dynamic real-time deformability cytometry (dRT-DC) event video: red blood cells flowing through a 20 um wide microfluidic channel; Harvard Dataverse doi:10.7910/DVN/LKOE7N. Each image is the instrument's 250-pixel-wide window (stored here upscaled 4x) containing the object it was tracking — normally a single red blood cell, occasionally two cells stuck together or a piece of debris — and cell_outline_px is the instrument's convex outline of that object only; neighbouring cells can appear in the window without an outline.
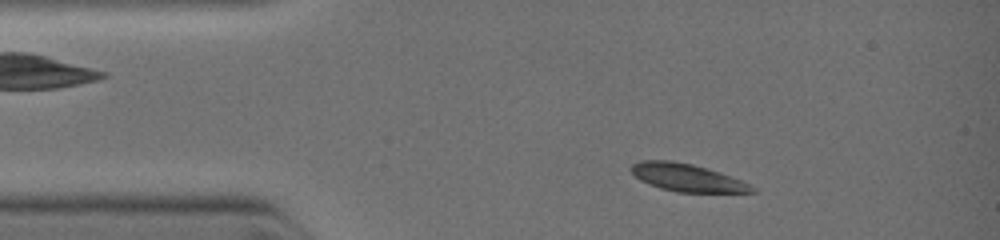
{"species": "common noctule bat (a hibernating species)", "species_latin": "Nyctalus noctula", "temperature_condition": "warm", "stored_images_in_passage": 34, "camera_frame_rate_fps": 3000, "um_per_image_px": 0.085, "animal": {"sex": "female", "body_mass_g": 19.0, "forearm_length_mm": 51.5}, "frame": {"image": 1, "passage_image": 5, "time_ms": 1.0, "image_size_px": [1000, 240], "cell_outline_px": [[756, 192], [676, 192], [660, 188], [648, 184], [640, 180], [628, 168], [632, 164], [644, 160], [672, 160], [692, 164], [740, 180], [756, 188]], "centroid_in_image_um": [58.33, 15.1], "position_along_channel_um": 26.7, "area_um2": 19.13}}
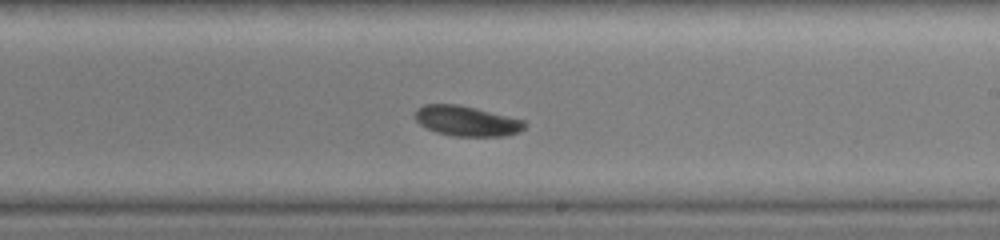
{"frame": {"image": 2, "passage_image": 21, "time_ms": 6.0, "image_size_px": [1000, 240], "cell_outline_px": [[528, 124], [520, 132], [504, 136], [452, 136], [436, 132], [420, 124], [416, 120], [416, 108], [424, 104], [456, 104], [476, 108], [524, 120]], "centroid_in_image_um": [39.69, 10.28], "position_along_channel_um": 249.3, "area_um2": 19.25}}
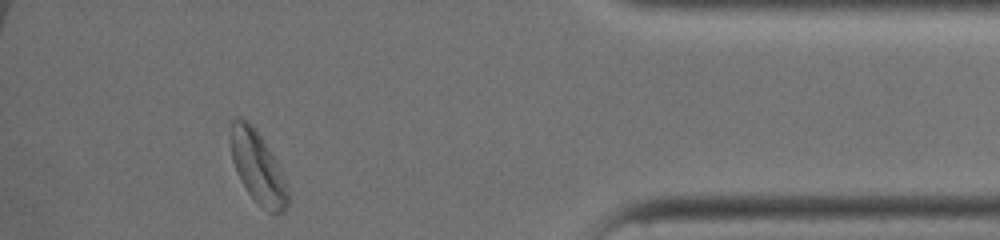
{"frame": {"image": 3, "passage_image": 33, "time_ms": 9.667, "image_size_px": [1000, 240], "cell_outline_px": [[288, 204], [284, 212], [268, 212], [248, 192], [240, 180], [236, 172], [232, 160], [228, 136], [232, 120], [236, 116], [240, 116], [248, 120], [260, 136], [276, 160], [284, 176], [288, 188]], "centroid_in_image_um": [21.87, 14.17], "position_along_channel_um": 413.3, "area_um2": 24.16}}